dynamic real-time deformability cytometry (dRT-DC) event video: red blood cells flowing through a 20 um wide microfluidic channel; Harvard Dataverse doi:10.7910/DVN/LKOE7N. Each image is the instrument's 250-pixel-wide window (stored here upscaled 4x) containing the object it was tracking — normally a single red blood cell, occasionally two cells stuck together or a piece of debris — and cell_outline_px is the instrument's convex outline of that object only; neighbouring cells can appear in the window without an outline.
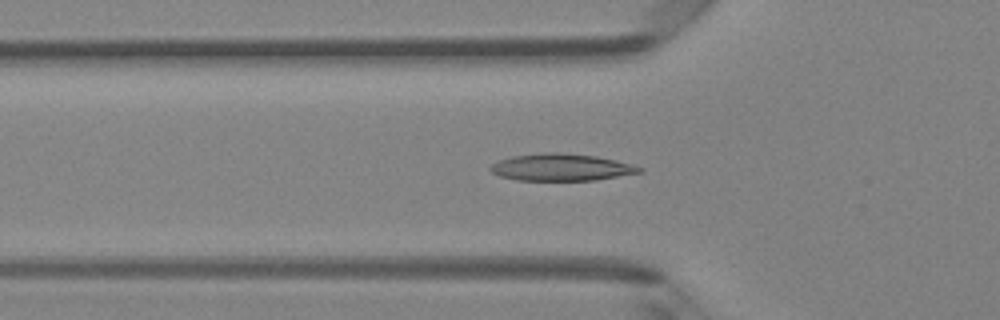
{"species": "Egyptian fruit bat (a non-hibernating species)", "species_latin": "Rousettus aegyptiacus", "temperature_condition": "room temperature", "stored_images_in_passage": 49, "camera_frame_rate_fps": 3000, "um_per_image_px": 0.085, "animal": {"sex": "female"}, "frame": {"image": 1, "passage_image": 16, "time_ms": 5.0, "image_size_px": [1000, 320], "cell_outline_px": [[644, 172], [596, 180], [516, 180], [500, 176], [492, 172], [488, 168], [492, 164], [500, 160], [512, 156], [544, 152], [560, 152], [596, 156], [616, 160], [632, 164], [644, 168]], "centroid_in_image_um": [47.74, 14.22], "position_along_channel_um": 78.1, "area_um2": 23.58}}
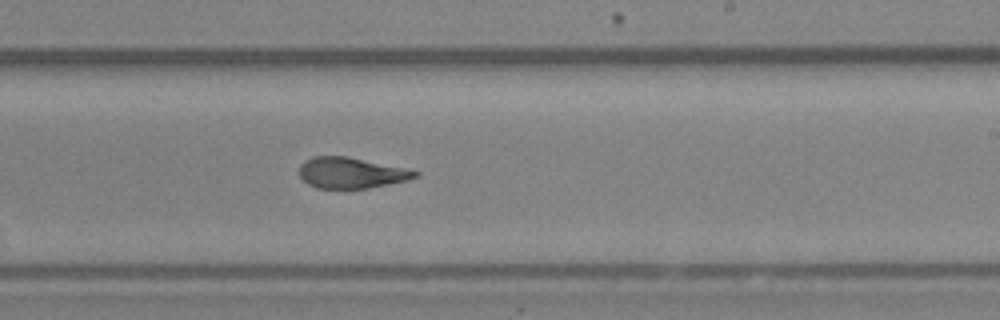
{"frame": {"image": 2, "passage_image": 29, "time_ms": 9.333, "image_size_px": [1000, 320], "cell_outline_px": [[420, 176], [408, 180], [368, 188], [316, 188], [308, 184], [300, 176], [300, 164], [304, 160], [316, 156], [348, 156], [404, 168], [420, 172]], "centroid_in_image_um": [29.85, 14.69], "position_along_channel_um": 259.1, "area_um2": 20.75}}
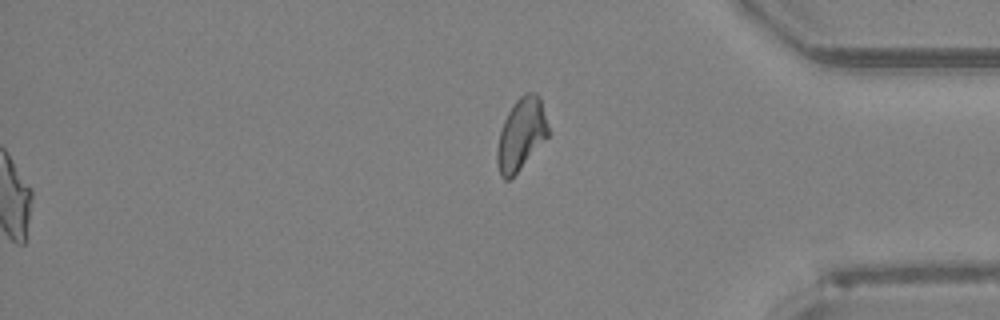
{"frame": {"image": 3, "passage_image": 49, "time_ms": 16.0, "image_size_px": [1000, 320], "cell_outline_px": [[548, 136], [520, 168], [508, 180], [504, 180], [500, 176], [496, 164], [496, 148], [500, 132], [504, 120], [508, 112], [516, 100], [524, 92], [536, 92], [540, 96], [548, 128]], "centroid_in_image_um": [44.27, 11.39], "position_along_channel_um": 390.9, "area_um2": 21.21}, "authors_computed_cell_mechanics": {"area_um2": 21.8484, "velocity_mm_per_s": 4.188, "shape_relaxation_time_tau1_ms": 8.0587, "shape_relaxation_time_tau2_ms": 1.2289, "deformation_change_tau1": 0.2464, "deformation_change_tau2": 0.0716}}